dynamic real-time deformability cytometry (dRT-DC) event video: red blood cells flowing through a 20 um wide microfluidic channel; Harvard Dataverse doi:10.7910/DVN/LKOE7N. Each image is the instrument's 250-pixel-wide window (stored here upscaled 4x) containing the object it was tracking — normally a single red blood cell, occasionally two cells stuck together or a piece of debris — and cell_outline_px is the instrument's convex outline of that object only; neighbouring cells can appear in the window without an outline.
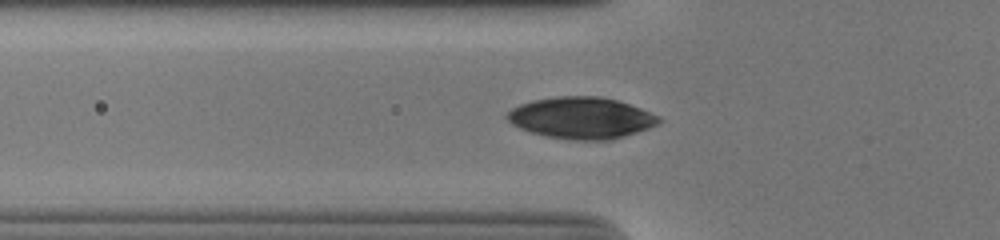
{"species": "human", "species_latin": "Homo sapiens", "temperature_condition": "cold", "stored_images_in_passage": 41, "camera_frame_rate_fps": 3000, "um_per_image_px": 0.085, "donor": {"sex": "male"}, "frame": {"image": 1, "passage_image": 10, "time_ms": 3.0, "image_size_px": [1000, 240], "cell_outline_px": [[664, 120], [660, 124], [612, 140], [576, 140], [544, 136], [520, 128], [512, 124], [504, 116], [512, 108], [520, 104], [532, 100], [556, 96], [600, 96], [616, 100], [640, 108], [660, 116]], "centroid_in_image_um": [49.42, 10.02], "position_along_channel_um": 76.4, "area_um2": 36.82}}
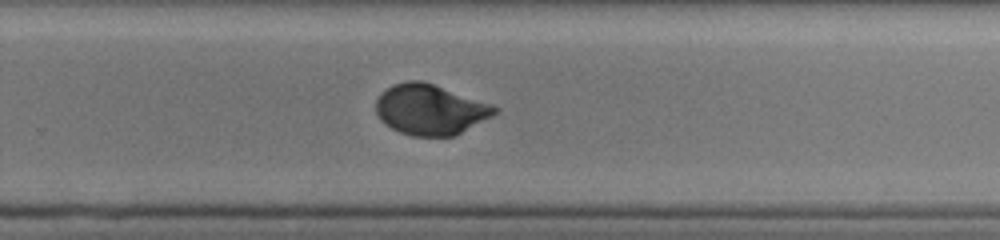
{"frame": {"image": 2, "passage_image": 27, "time_ms": 8.667, "image_size_px": [1000, 240], "cell_outline_px": [[500, 108], [492, 116], [456, 136], [412, 136], [400, 132], [384, 124], [380, 120], [376, 112], [376, 100], [380, 92], [392, 84], [408, 80], [420, 80], [492, 104]], "centroid_in_image_um": [36.54, 9.32], "position_along_channel_um": 293.3, "area_um2": 34.97}}
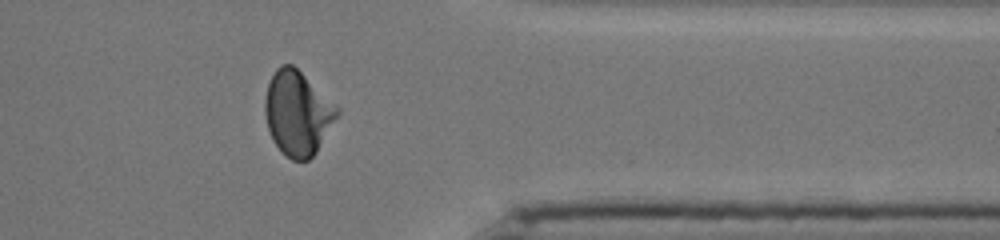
{"frame": {"image": 3, "passage_image": 35, "time_ms": 11.333, "image_size_px": [1000, 240], "cell_outline_px": [[340, 112], [316, 152], [308, 160], [292, 160], [272, 140], [268, 128], [264, 112], [264, 100], [268, 84], [276, 68], [280, 64], [292, 64], [336, 104], [340, 108]], "centroid_in_image_um": [25.29, 9.59], "position_along_channel_um": 386.1, "area_um2": 35.14}}